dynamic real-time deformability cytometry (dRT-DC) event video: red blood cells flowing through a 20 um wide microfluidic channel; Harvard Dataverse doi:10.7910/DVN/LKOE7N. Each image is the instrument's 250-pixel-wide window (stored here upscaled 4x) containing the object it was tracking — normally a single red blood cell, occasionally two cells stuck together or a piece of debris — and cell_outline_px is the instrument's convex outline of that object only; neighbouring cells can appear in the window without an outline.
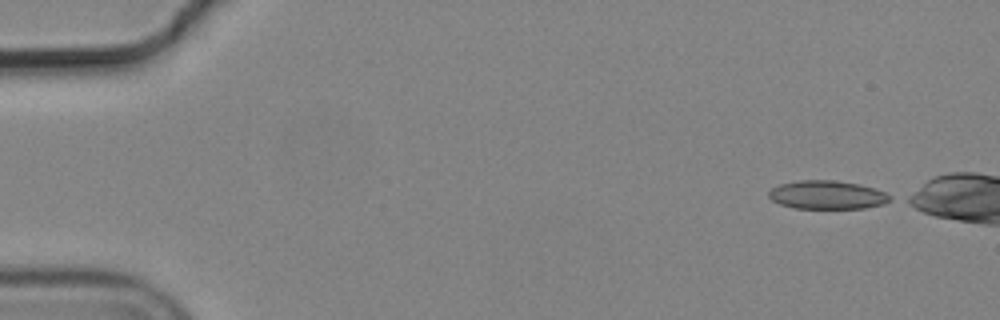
{"species": "common noctule bat (a hibernating species)", "species_latin": "Nyctalus noctula", "temperature_condition": "cold", "stored_images_in_passage": 4, "camera_frame_rate_fps": 3000, "um_per_image_px": 0.085, "animal": {"sex": "male", "body_mass_g": 19.2, "forearm_length_mm": 51.8}, "frame": {"image": 1, "passage_image": 1, "time_ms": 0.0, "image_size_px": [1000, 320], "cell_outline_px": [[892, 200], [884, 204], [864, 208], [792, 208], [780, 204], [772, 200], [768, 196], [768, 192], [772, 188], [780, 184], [800, 180], [836, 180], [860, 184], [884, 192], [892, 196]], "centroid_in_image_um": [70.31, 16.56], "position_along_channel_um": 14.7, "area_um2": 20.17}}